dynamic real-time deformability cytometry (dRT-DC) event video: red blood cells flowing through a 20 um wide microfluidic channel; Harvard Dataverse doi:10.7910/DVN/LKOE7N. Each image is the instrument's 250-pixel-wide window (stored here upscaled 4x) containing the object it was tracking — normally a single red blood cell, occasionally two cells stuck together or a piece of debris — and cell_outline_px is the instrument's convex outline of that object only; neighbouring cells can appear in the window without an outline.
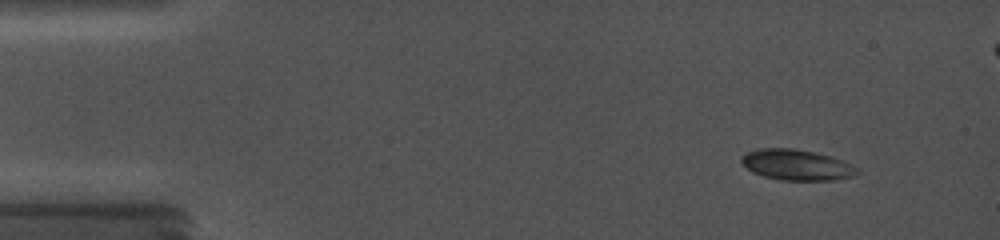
{"species": "common noctule bat (a hibernating species)", "species_latin": "Nyctalus noctula", "temperature_condition": "cold", "stored_images_in_passage": 33, "segment_of_instrument_passage": [1, 2], "camera_frame_rate_fps": 5000, "um_per_image_px": 0.085, "animal": {"sex": "female", "body_mass_g": 19.0, "forearm_length_mm": 56.7}, "frame": {"image": 1, "passage_image": 2, "time_ms": 0.4, "image_size_px": [1000, 240], "cell_outline_px": [[860, 172], [856, 176], [836, 180], [780, 180], [764, 176], [752, 172], [740, 160], [740, 156], [744, 152], [756, 148], [792, 148], [832, 156], [856, 168]], "centroid_in_image_um": [67.68, 14.01], "position_along_channel_um": 17.3, "area_um2": 20.75}}
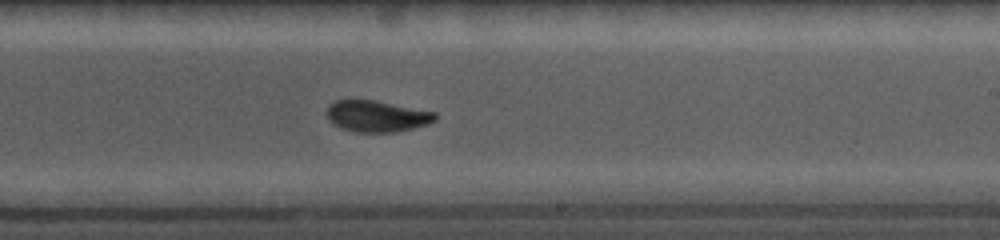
{"frame": {"image": 2, "passage_image": 21, "time_ms": 9.4, "image_size_px": [1000, 240], "cell_outline_px": [[436, 120], [428, 124], [396, 132], [352, 132], [340, 128], [328, 120], [328, 104], [336, 100], [376, 100], [436, 112]], "centroid_in_image_um": [32.03, 9.88], "position_along_channel_um": 257.0, "area_um2": 19.88}}
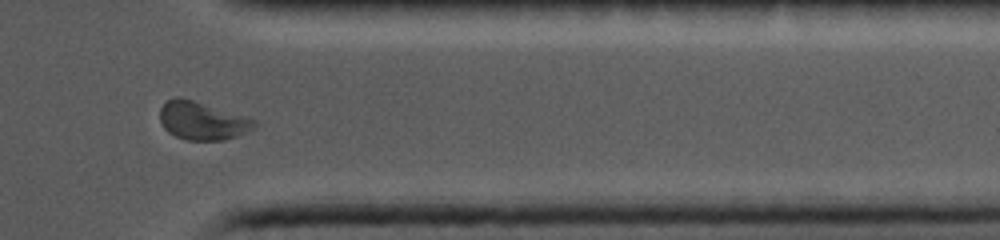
{"frame": {"image": 3, "passage_image": 28, "time_ms": 13.0, "image_size_px": [1000, 240], "cell_outline_px": [[256, 124], [248, 132], [224, 140], [184, 140], [168, 132], [164, 128], [160, 120], [160, 108], [168, 100], [180, 96], [248, 116], [256, 120]], "centroid_in_image_um": [17.21, 10.26], "position_along_channel_um": 394.2, "area_um2": 21.1}}